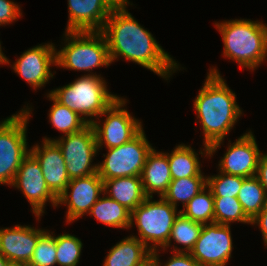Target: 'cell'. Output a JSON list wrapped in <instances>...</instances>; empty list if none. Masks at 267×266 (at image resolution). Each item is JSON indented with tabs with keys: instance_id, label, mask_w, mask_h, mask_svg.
Returning <instances> with one entry per match:
<instances>
[{
	"instance_id": "16",
	"label": "cell",
	"mask_w": 267,
	"mask_h": 266,
	"mask_svg": "<svg viewBox=\"0 0 267 266\" xmlns=\"http://www.w3.org/2000/svg\"><path fill=\"white\" fill-rule=\"evenodd\" d=\"M122 0H68L65 31H101L110 13Z\"/></svg>"
},
{
	"instance_id": "1",
	"label": "cell",
	"mask_w": 267,
	"mask_h": 266,
	"mask_svg": "<svg viewBox=\"0 0 267 266\" xmlns=\"http://www.w3.org/2000/svg\"><path fill=\"white\" fill-rule=\"evenodd\" d=\"M129 4V0H122L110 13L101 30L111 63L122 57L168 80L176 70H180L179 64L132 17L126 9Z\"/></svg>"
},
{
	"instance_id": "32",
	"label": "cell",
	"mask_w": 267,
	"mask_h": 266,
	"mask_svg": "<svg viewBox=\"0 0 267 266\" xmlns=\"http://www.w3.org/2000/svg\"><path fill=\"white\" fill-rule=\"evenodd\" d=\"M51 233V234H50ZM45 231L38 239L33 256L27 266H54L56 261L55 234Z\"/></svg>"
},
{
	"instance_id": "22",
	"label": "cell",
	"mask_w": 267,
	"mask_h": 266,
	"mask_svg": "<svg viewBox=\"0 0 267 266\" xmlns=\"http://www.w3.org/2000/svg\"><path fill=\"white\" fill-rule=\"evenodd\" d=\"M102 195L104 196L95 202L88 214L104 225L113 228L130 229L131 211L108 197L107 194L103 193Z\"/></svg>"
},
{
	"instance_id": "27",
	"label": "cell",
	"mask_w": 267,
	"mask_h": 266,
	"mask_svg": "<svg viewBox=\"0 0 267 266\" xmlns=\"http://www.w3.org/2000/svg\"><path fill=\"white\" fill-rule=\"evenodd\" d=\"M48 97L53 101L49 110V121L64 135L78 132L89 124L78 113L59 103L50 93L47 95Z\"/></svg>"
},
{
	"instance_id": "17",
	"label": "cell",
	"mask_w": 267,
	"mask_h": 266,
	"mask_svg": "<svg viewBox=\"0 0 267 266\" xmlns=\"http://www.w3.org/2000/svg\"><path fill=\"white\" fill-rule=\"evenodd\" d=\"M43 229L27 225L0 228V254L11 264L28 265Z\"/></svg>"
},
{
	"instance_id": "36",
	"label": "cell",
	"mask_w": 267,
	"mask_h": 266,
	"mask_svg": "<svg viewBox=\"0 0 267 266\" xmlns=\"http://www.w3.org/2000/svg\"><path fill=\"white\" fill-rule=\"evenodd\" d=\"M256 177L265 189L267 195V154H262L258 161Z\"/></svg>"
},
{
	"instance_id": "14",
	"label": "cell",
	"mask_w": 267,
	"mask_h": 266,
	"mask_svg": "<svg viewBox=\"0 0 267 266\" xmlns=\"http://www.w3.org/2000/svg\"><path fill=\"white\" fill-rule=\"evenodd\" d=\"M56 47L53 43L39 44L29 48L12 66L15 73L22 77L34 90H37L53 78L50 67L56 66Z\"/></svg>"
},
{
	"instance_id": "7",
	"label": "cell",
	"mask_w": 267,
	"mask_h": 266,
	"mask_svg": "<svg viewBox=\"0 0 267 266\" xmlns=\"http://www.w3.org/2000/svg\"><path fill=\"white\" fill-rule=\"evenodd\" d=\"M25 107L0 126V184L11 186L22 160L30 153L26 133L32 107Z\"/></svg>"
},
{
	"instance_id": "37",
	"label": "cell",
	"mask_w": 267,
	"mask_h": 266,
	"mask_svg": "<svg viewBox=\"0 0 267 266\" xmlns=\"http://www.w3.org/2000/svg\"><path fill=\"white\" fill-rule=\"evenodd\" d=\"M0 64H8V65L10 64L8 58L2 52L1 42H0Z\"/></svg>"
},
{
	"instance_id": "23",
	"label": "cell",
	"mask_w": 267,
	"mask_h": 266,
	"mask_svg": "<svg viewBox=\"0 0 267 266\" xmlns=\"http://www.w3.org/2000/svg\"><path fill=\"white\" fill-rule=\"evenodd\" d=\"M172 179L191 176H205L201 171L198 153L189 145H177L171 153H167Z\"/></svg>"
},
{
	"instance_id": "3",
	"label": "cell",
	"mask_w": 267,
	"mask_h": 266,
	"mask_svg": "<svg viewBox=\"0 0 267 266\" xmlns=\"http://www.w3.org/2000/svg\"><path fill=\"white\" fill-rule=\"evenodd\" d=\"M223 44L224 57L241 68L255 70L267 57V25L250 19L215 23Z\"/></svg>"
},
{
	"instance_id": "21",
	"label": "cell",
	"mask_w": 267,
	"mask_h": 266,
	"mask_svg": "<svg viewBox=\"0 0 267 266\" xmlns=\"http://www.w3.org/2000/svg\"><path fill=\"white\" fill-rule=\"evenodd\" d=\"M104 194L125 206L131 212L146 198L141 176L118 177L103 180Z\"/></svg>"
},
{
	"instance_id": "8",
	"label": "cell",
	"mask_w": 267,
	"mask_h": 266,
	"mask_svg": "<svg viewBox=\"0 0 267 266\" xmlns=\"http://www.w3.org/2000/svg\"><path fill=\"white\" fill-rule=\"evenodd\" d=\"M153 147L142 129L130 141L119 147L108 148L104 161L97 163L102 180L118 177L141 176L148 154Z\"/></svg>"
},
{
	"instance_id": "39",
	"label": "cell",
	"mask_w": 267,
	"mask_h": 266,
	"mask_svg": "<svg viewBox=\"0 0 267 266\" xmlns=\"http://www.w3.org/2000/svg\"><path fill=\"white\" fill-rule=\"evenodd\" d=\"M146 266H155V264L152 261H150Z\"/></svg>"
},
{
	"instance_id": "6",
	"label": "cell",
	"mask_w": 267,
	"mask_h": 266,
	"mask_svg": "<svg viewBox=\"0 0 267 266\" xmlns=\"http://www.w3.org/2000/svg\"><path fill=\"white\" fill-rule=\"evenodd\" d=\"M152 199L153 197H147L131 212L130 228L136 224L139 237H135L153 252L167 244L173 224L180 211L177 212V208L162 197L157 201ZM150 242L152 245L149 244Z\"/></svg>"
},
{
	"instance_id": "31",
	"label": "cell",
	"mask_w": 267,
	"mask_h": 266,
	"mask_svg": "<svg viewBox=\"0 0 267 266\" xmlns=\"http://www.w3.org/2000/svg\"><path fill=\"white\" fill-rule=\"evenodd\" d=\"M244 177L220 172L207 177V188L212 191L213 197H236L242 186Z\"/></svg>"
},
{
	"instance_id": "33",
	"label": "cell",
	"mask_w": 267,
	"mask_h": 266,
	"mask_svg": "<svg viewBox=\"0 0 267 266\" xmlns=\"http://www.w3.org/2000/svg\"><path fill=\"white\" fill-rule=\"evenodd\" d=\"M158 250L153 251L151 254V261L155 266H162L163 263L160 262ZM164 266H201L190 253H177L173 252L170 259L164 263Z\"/></svg>"
},
{
	"instance_id": "15",
	"label": "cell",
	"mask_w": 267,
	"mask_h": 266,
	"mask_svg": "<svg viewBox=\"0 0 267 266\" xmlns=\"http://www.w3.org/2000/svg\"><path fill=\"white\" fill-rule=\"evenodd\" d=\"M261 155L255 136L249 131L228 145L226 153L220 159L218 169L230 175L253 177L256 176Z\"/></svg>"
},
{
	"instance_id": "10",
	"label": "cell",
	"mask_w": 267,
	"mask_h": 266,
	"mask_svg": "<svg viewBox=\"0 0 267 266\" xmlns=\"http://www.w3.org/2000/svg\"><path fill=\"white\" fill-rule=\"evenodd\" d=\"M126 100L118 97L100 116H106L103 124L94 120L92 124L98 152L106 145V149L119 147L134 138L142 129L140 120L135 119L125 108ZM124 108V109H123Z\"/></svg>"
},
{
	"instance_id": "29",
	"label": "cell",
	"mask_w": 267,
	"mask_h": 266,
	"mask_svg": "<svg viewBox=\"0 0 267 266\" xmlns=\"http://www.w3.org/2000/svg\"><path fill=\"white\" fill-rule=\"evenodd\" d=\"M231 222L251 224L236 197H214V223L230 225Z\"/></svg>"
},
{
	"instance_id": "4",
	"label": "cell",
	"mask_w": 267,
	"mask_h": 266,
	"mask_svg": "<svg viewBox=\"0 0 267 266\" xmlns=\"http://www.w3.org/2000/svg\"><path fill=\"white\" fill-rule=\"evenodd\" d=\"M106 84L100 75L89 73L49 93L59 103L78 113L91 124L94 117L100 119V115L118 98L108 91Z\"/></svg>"
},
{
	"instance_id": "11",
	"label": "cell",
	"mask_w": 267,
	"mask_h": 266,
	"mask_svg": "<svg viewBox=\"0 0 267 266\" xmlns=\"http://www.w3.org/2000/svg\"><path fill=\"white\" fill-rule=\"evenodd\" d=\"M11 186L22 191L38 220L44 215L47 201L54 207L58 206V198L48 188L40 163L31 153L22 160Z\"/></svg>"
},
{
	"instance_id": "19",
	"label": "cell",
	"mask_w": 267,
	"mask_h": 266,
	"mask_svg": "<svg viewBox=\"0 0 267 266\" xmlns=\"http://www.w3.org/2000/svg\"><path fill=\"white\" fill-rule=\"evenodd\" d=\"M141 180L147 197H153V193L163 196L172 181L167 153L156 152L155 148L151 150L143 167Z\"/></svg>"
},
{
	"instance_id": "41",
	"label": "cell",
	"mask_w": 267,
	"mask_h": 266,
	"mask_svg": "<svg viewBox=\"0 0 267 266\" xmlns=\"http://www.w3.org/2000/svg\"><path fill=\"white\" fill-rule=\"evenodd\" d=\"M7 119H4V121H0V126L6 121Z\"/></svg>"
},
{
	"instance_id": "35",
	"label": "cell",
	"mask_w": 267,
	"mask_h": 266,
	"mask_svg": "<svg viewBox=\"0 0 267 266\" xmlns=\"http://www.w3.org/2000/svg\"><path fill=\"white\" fill-rule=\"evenodd\" d=\"M252 224H257L259 226V229L262 232L264 245L267 246V204L260 213L251 220V225Z\"/></svg>"
},
{
	"instance_id": "28",
	"label": "cell",
	"mask_w": 267,
	"mask_h": 266,
	"mask_svg": "<svg viewBox=\"0 0 267 266\" xmlns=\"http://www.w3.org/2000/svg\"><path fill=\"white\" fill-rule=\"evenodd\" d=\"M180 213L186 218L201 224L214 223V197L207 186L195 195Z\"/></svg>"
},
{
	"instance_id": "2",
	"label": "cell",
	"mask_w": 267,
	"mask_h": 266,
	"mask_svg": "<svg viewBox=\"0 0 267 266\" xmlns=\"http://www.w3.org/2000/svg\"><path fill=\"white\" fill-rule=\"evenodd\" d=\"M207 74L193 108L204 135V149L200 153L211 158L243 112L236 102V94L218 70L212 67Z\"/></svg>"
},
{
	"instance_id": "38",
	"label": "cell",
	"mask_w": 267,
	"mask_h": 266,
	"mask_svg": "<svg viewBox=\"0 0 267 266\" xmlns=\"http://www.w3.org/2000/svg\"><path fill=\"white\" fill-rule=\"evenodd\" d=\"M10 262L0 254V266H10Z\"/></svg>"
},
{
	"instance_id": "5",
	"label": "cell",
	"mask_w": 267,
	"mask_h": 266,
	"mask_svg": "<svg viewBox=\"0 0 267 266\" xmlns=\"http://www.w3.org/2000/svg\"><path fill=\"white\" fill-rule=\"evenodd\" d=\"M65 46L56 51V66L88 73L111 64L106 39L101 31H66Z\"/></svg>"
},
{
	"instance_id": "40",
	"label": "cell",
	"mask_w": 267,
	"mask_h": 266,
	"mask_svg": "<svg viewBox=\"0 0 267 266\" xmlns=\"http://www.w3.org/2000/svg\"><path fill=\"white\" fill-rule=\"evenodd\" d=\"M10 266H27V265L10 264Z\"/></svg>"
},
{
	"instance_id": "26",
	"label": "cell",
	"mask_w": 267,
	"mask_h": 266,
	"mask_svg": "<svg viewBox=\"0 0 267 266\" xmlns=\"http://www.w3.org/2000/svg\"><path fill=\"white\" fill-rule=\"evenodd\" d=\"M237 199L246 216L252 220L267 204V195L256 176L245 178Z\"/></svg>"
},
{
	"instance_id": "25",
	"label": "cell",
	"mask_w": 267,
	"mask_h": 266,
	"mask_svg": "<svg viewBox=\"0 0 267 266\" xmlns=\"http://www.w3.org/2000/svg\"><path fill=\"white\" fill-rule=\"evenodd\" d=\"M207 186V176L172 179L162 198L177 208L178 201L185 205Z\"/></svg>"
},
{
	"instance_id": "34",
	"label": "cell",
	"mask_w": 267,
	"mask_h": 266,
	"mask_svg": "<svg viewBox=\"0 0 267 266\" xmlns=\"http://www.w3.org/2000/svg\"><path fill=\"white\" fill-rule=\"evenodd\" d=\"M21 9L11 0H0V26L10 24L21 17Z\"/></svg>"
},
{
	"instance_id": "12",
	"label": "cell",
	"mask_w": 267,
	"mask_h": 266,
	"mask_svg": "<svg viewBox=\"0 0 267 266\" xmlns=\"http://www.w3.org/2000/svg\"><path fill=\"white\" fill-rule=\"evenodd\" d=\"M230 230V225L203 224L191 256L201 266H226L233 250Z\"/></svg>"
},
{
	"instance_id": "24",
	"label": "cell",
	"mask_w": 267,
	"mask_h": 266,
	"mask_svg": "<svg viewBox=\"0 0 267 266\" xmlns=\"http://www.w3.org/2000/svg\"><path fill=\"white\" fill-rule=\"evenodd\" d=\"M202 228L203 224L192 221L180 213L175 219L168 242L162 249L165 251L167 247L169 248L173 239L175 243L184 247L178 248L174 245L172 252L190 253L200 236Z\"/></svg>"
},
{
	"instance_id": "13",
	"label": "cell",
	"mask_w": 267,
	"mask_h": 266,
	"mask_svg": "<svg viewBox=\"0 0 267 266\" xmlns=\"http://www.w3.org/2000/svg\"><path fill=\"white\" fill-rule=\"evenodd\" d=\"M103 193V180L98 173L75 178L70 180L65 191L58 197L57 205L68 206L65 217L69 224L88 214Z\"/></svg>"
},
{
	"instance_id": "18",
	"label": "cell",
	"mask_w": 267,
	"mask_h": 266,
	"mask_svg": "<svg viewBox=\"0 0 267 266\" xmlns=\"http://www.w3.org/2000/svg\"><path fill=\"white\" fill-rule=\"evenodd\" d=\"M30 153L40 163L48 188L58 198L70 182L60 147L52 139L44 137L42 146H32Z\"/></svg>"
},
{
	"instance_id": "20",
	"label": "cell",
	"mask_w": 267,
	"mask_h": 266,
	"mask_svg": "<svg viewBox=\"0 0 267 266\" xmlns=\"http://www.w3.org/2000/svg\"><path fill=\"white\" fill-rule=\"evenodd\" d=\"M151 254L152 251L132 235L109 250L103 266H146L151 261Z\"/></svg>"
},
{
	"instance_id": "30",
	"label": "cell",
	"mask_w": 267,
	"mask_h": 266,
	"mask_svg": "<svg viewBox=\"0 0 267 266\" xmlns=\"http://www.w3.org/2000/svg\"><path fill=\"white\" fill-rule=\"evenodd\" d=\"M56 261L60 266H77L83 243L75 235L68 233L55 236Z\"/></svg>"
},
{
	"instance_id": "9",
	"label": "cell",
	"mask_w": 267,
	"mask_h": 266,
	"mask_svg": "<svg viewBox=\"0 0 267 266\" xmlns=\"http://www.w3.org/2000/svg\"><path fill=\"white\" fill-rule=\"evenodd\" d=\"M53 141L60 147L70 180L97 173V164H91L98 153L92 124Z\"/></svg>"
}]
</instances>
